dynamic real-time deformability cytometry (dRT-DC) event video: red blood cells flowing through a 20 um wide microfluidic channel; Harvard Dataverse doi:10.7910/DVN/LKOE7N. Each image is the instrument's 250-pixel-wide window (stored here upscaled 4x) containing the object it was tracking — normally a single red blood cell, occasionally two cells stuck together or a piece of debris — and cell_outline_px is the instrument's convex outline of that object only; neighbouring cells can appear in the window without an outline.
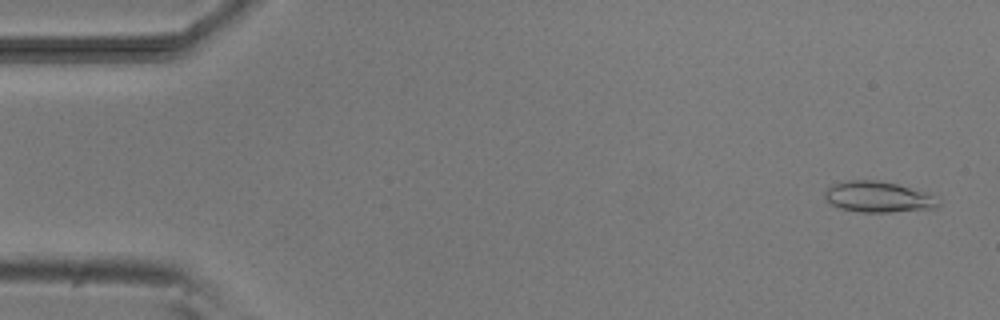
{"species": "common noctule bat (a hibernating species)", "species_latin": "Nyctalus noctula", "temperature_condition": "room temperature", "stored_images_in_passage": 47, "camera_frame_rate_fps": 3000, "um_per_image_px": 0.085, "animal": {"sex": "male", "body_mass_g": 20.5, "forearm_length_mm": 52.5}, "frame": {"image": 1, "passage_image": 2, "time_ms": 0.333, "image_size_px": [1000, 320], "cell_outline_px": [[940, 204], [936, 208], [892, 212], [860, 212], [840, 208], [824, 200], [824, 192], [832, 184], [848, 180], [880, 180], [896, 184], [924, 192], [940, 200]], "centroid_in_image_um": [74.61, 16.74], "position_along_channel_um": 10.4, "area_um2": 20.4}}
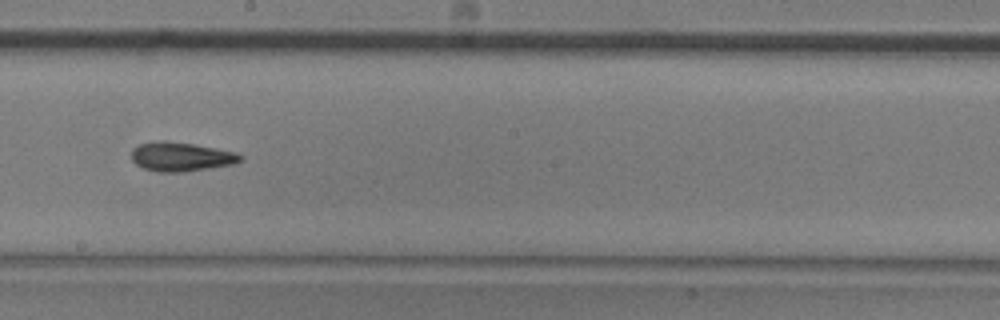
{"frame": {"image": 2, "passage_image": 29, "time_ms": 9.333, "image_size_px": [1000, 320], "cell_outline_px": [[244, 156], [240, 160], [232, 164], [180, 172], [160, 172], [144, 168], [136, 164], [132, 160], [132, 148], [140, 144], [156, 140], [164, 140], [192, 144], [216, 148], [236, 152]], "centroid_in_image_um": [15.35, 13.3], "position_along_channel_um": 232.8, "area_um2": 18.26}}
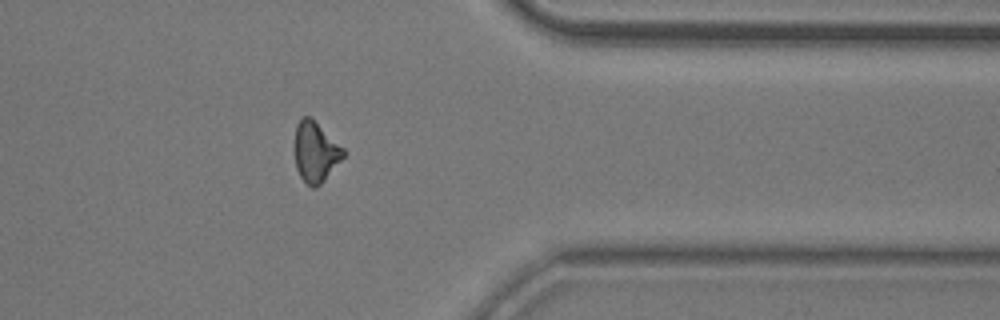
{"frame": {"image": 3, "passage_image": 42, "time_ms": 13.667, "image_size_px": [1000, 320], "cell_outline_px": [[344, 156], [324, 180], [316, 188], [312, 188], [300, 176], [296, 168], [296, 124], [304, 116], [312, 116], [344, 148]], "centroid_in_image_um": [26.84, 12.88], "position_along_channel_um": 384.6, "area_um2": 16.94}}